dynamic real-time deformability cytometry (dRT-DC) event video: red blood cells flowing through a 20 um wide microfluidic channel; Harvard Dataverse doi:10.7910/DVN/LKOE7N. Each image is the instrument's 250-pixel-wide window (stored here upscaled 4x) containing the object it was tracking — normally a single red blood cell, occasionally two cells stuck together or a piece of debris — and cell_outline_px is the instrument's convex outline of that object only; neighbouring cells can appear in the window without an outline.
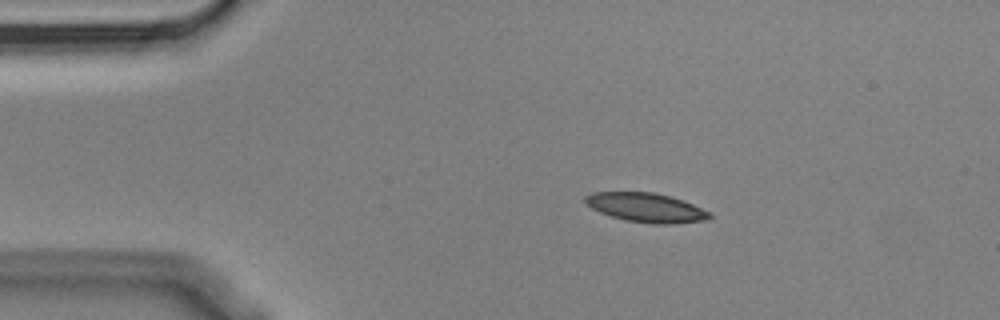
{"species": "Egyptian fruit bat (a non-hibernating species)", "species_latin": "Rousettus aegyptiacus", "temperature_condition": "cold", "stored_images_in_passage": 5, "camera_frame_rate_fps": 3000, "um_per_image_px": 0.085, "animal": {"sex": "male"}, "frame": {"image": 1, "passage_image": 2, "time_ms": 0.333, "image_size_px": [1000, 320], "cell_outline_px": [[712, 216], [708, 220], [676, 224], [652, 224], [628, 220], [612, 216], [600, 212], [592, 208], [584, 200], [584, 196], [592, 192], [652, 192], [668, 196], [692, 204], [712, 212]], "centroid_in_image_um": [54.95, 17.65], "position_along_channel_um": 30.0, "area_um2": 21.04}}
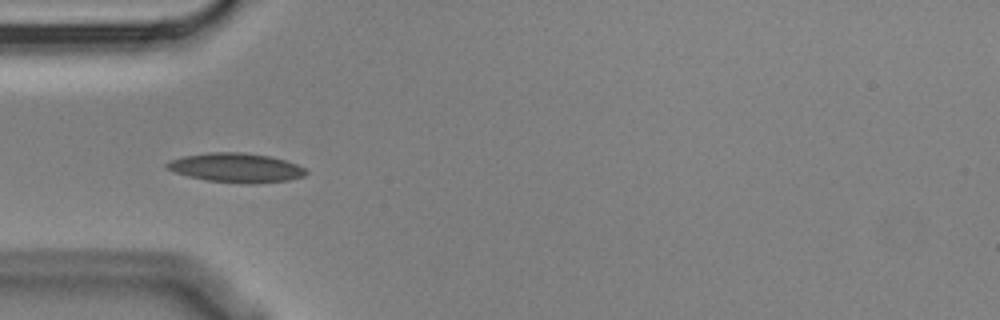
{"frame": {"image": 2, "passage_image": 4, "time_ms": 1.0, "image_size_px": [1000, 320], "cell_outline_px": [[308, 172], [304, 176], [288, 180], [252, 184], [248, 184], [204, 180], [172, 172], [164, 168], [164, 164], [168, 160], [184, 156], [208, 152], [240, 152], [268, 156], [284, 160], [296, 164], [304, 168]], "centroid_in_image_um": [19.99, 14.26], "position_along_channel_um": 65.0, "area_um2": 23.87}}
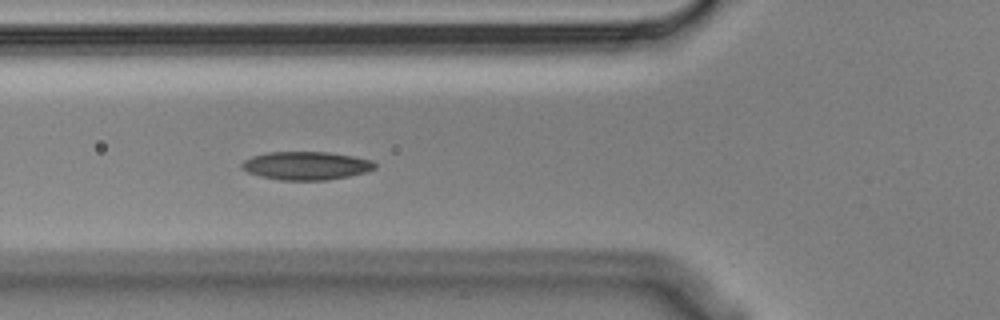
{"frame": {"image": 3, "passage_image": 5, "time_ms": 1.333, "image_size_px": [1000, 320], "cell_outline_px": [[376, 168], [364, 172], [348, 176], [328, 180], [280, 180], [260, 176], [248, 172], [240, 168], [240, 164], [244, 160], [252, 156], [268, 152], [328, 152], [352, 156], [372, 160], [376, 164]], "centroid_in_image_um": [25.99, 14.08], "position_along_channel_um": 99.8, "area_um2": 21.91}}